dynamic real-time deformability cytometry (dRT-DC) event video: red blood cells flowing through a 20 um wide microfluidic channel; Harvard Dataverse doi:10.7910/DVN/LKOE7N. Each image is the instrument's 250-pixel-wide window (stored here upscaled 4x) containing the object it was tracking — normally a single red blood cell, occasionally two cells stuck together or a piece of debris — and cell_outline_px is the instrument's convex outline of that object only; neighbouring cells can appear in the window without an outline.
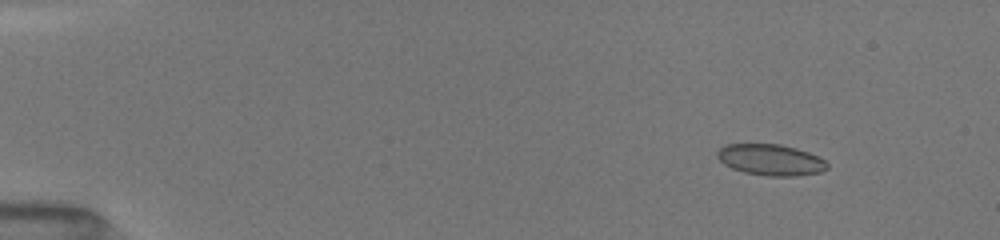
{"species": "common noctule bat (a hibernating species)", "species_latin": "Nyctalus noctula", "temperature_condition": "room temperature", "stored_images_in_passage": 9, "camera_frame_rate_fps": 3000, "um_per_image_px": 0.085, "animal": {"sex": "female", "body_mass_g": 19.5, "forearm_length_mm": 54.1}, "frame": {"image": 1, "passage_image": 3, "time_ms": 2.0, "image_size_px": [1000, 240], "cell_outline_px": [[828, 168], [820, 172], [796, 176], [768, 176], [744, 172], [732, 168], [724, 164], [716, 156], [716, 152], [724, 144], [780, 144], [796, 148], [808, 152], [824, 160], [828, 164]], "centroid_in_image_um": [65.49, 13.58], "position_along_channel_um": 19.5, "area_um2": 19.94}}
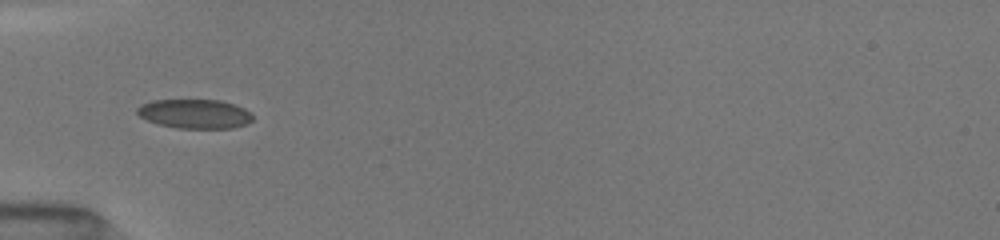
{"frame": {"image": 2, "passage_image": 7, "time_ms": 6.0, "image_size_px": [1000, 240], "cell_outline_px": [[252, 120], [244, 124], [232, 128], [176, 128], [160, 124], [148, 120], [140, 116], [136, 112], [136, 108], [140, 104], [152, 100], [220, 100], [244, 108], [252, 112]], "centroid_in_image_um": [16.54, 9.67], "position_along_channel_um": 68.5, "area_um2": 19.59}}
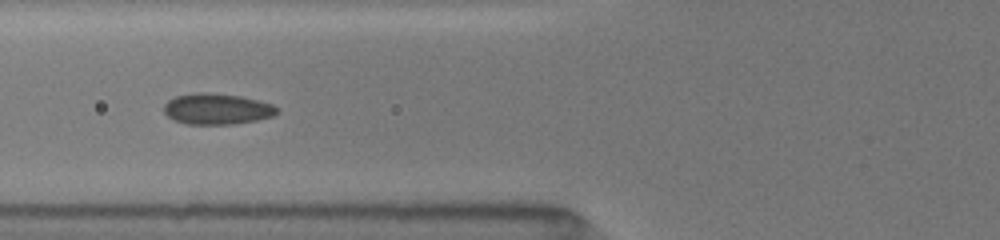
{"frame": {"image": 3, "passage_image": 8, "time_ms": 7.0, "image_size_px": [1000, 240], "cell_outline_px": [[280, 112], [272, 116], [256, 120], [232, 124], [188, 124], [172, 120], [164, 112], [164, 104], [168, 100], [176, 96], [196, 92], [208, 92], [240, 96], [260, 100], [272, 104]], "centroid_in_image_um": [18.43, 9.25], "position_along_channel_um": 107.4, "area_um2": 20.46}}